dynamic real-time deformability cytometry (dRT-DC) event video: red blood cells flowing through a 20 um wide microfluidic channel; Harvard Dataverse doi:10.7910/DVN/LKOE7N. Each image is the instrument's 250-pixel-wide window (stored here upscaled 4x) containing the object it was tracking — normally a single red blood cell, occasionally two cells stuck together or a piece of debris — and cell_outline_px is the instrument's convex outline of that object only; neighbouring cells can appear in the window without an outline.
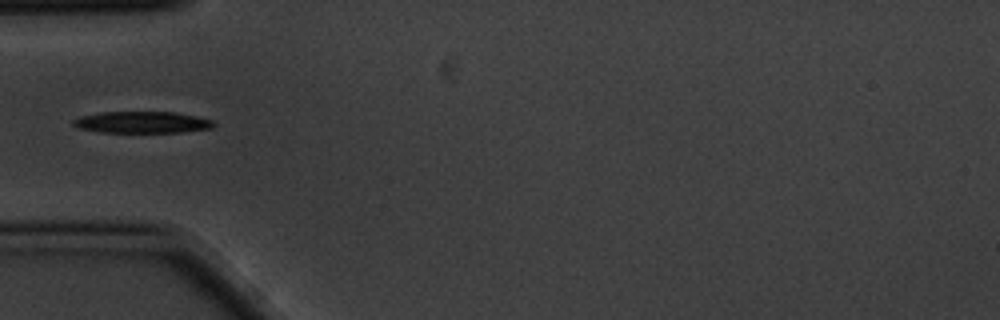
{"species": "common noctule bat (a hibernating species)", "species_latin": "Nyctalus noctula", "temperature_condition": "cold", "stored_images_in_passage": 6, "camera_frame_rate_fps": 3000, "um_per_image_px": 0.085, "animal": {"sex": "male", "body_mass_g": 20.1, "forearm_length_mm": 53.5}, "frame": {"image": 1, "passage_image": 1, "time_ms": 0.0, "image_size_px": [1000, 320], "cell_outline_px": [[216, 124], [212, 128], [180, 132], [100, 132], [80, 128], [72, 124], [72, 120], [80, 116], [100, 112], [176, 112], [196, 116], [212, 120]], "centroid_in_image_um": [12.08, 10.39], "position_along_channel_um": 72.9, "area_um2": 17.63}}
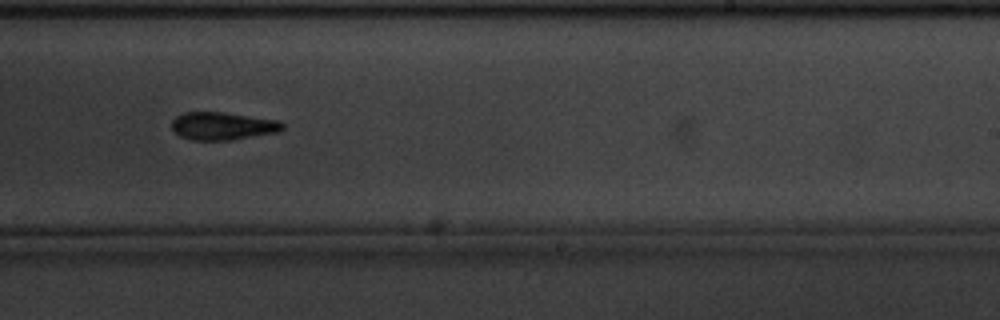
{"frame": {"image": 2, "passage_image": 6, "time_ms": 1.667, "image_size_px": [1000, 320], "cell_outline_px": [[284, 128], [280, 132], [232, 140], [192, 140], [180, 136], [172, 128], [172, 120], [176, 116], [184, 112], [224, 112], [280, 120], [284, 124]], "centroid_in_image_um": [18.97, 10.71], "position_along_channel_um": 270.0, "area_um2": 18.15}}